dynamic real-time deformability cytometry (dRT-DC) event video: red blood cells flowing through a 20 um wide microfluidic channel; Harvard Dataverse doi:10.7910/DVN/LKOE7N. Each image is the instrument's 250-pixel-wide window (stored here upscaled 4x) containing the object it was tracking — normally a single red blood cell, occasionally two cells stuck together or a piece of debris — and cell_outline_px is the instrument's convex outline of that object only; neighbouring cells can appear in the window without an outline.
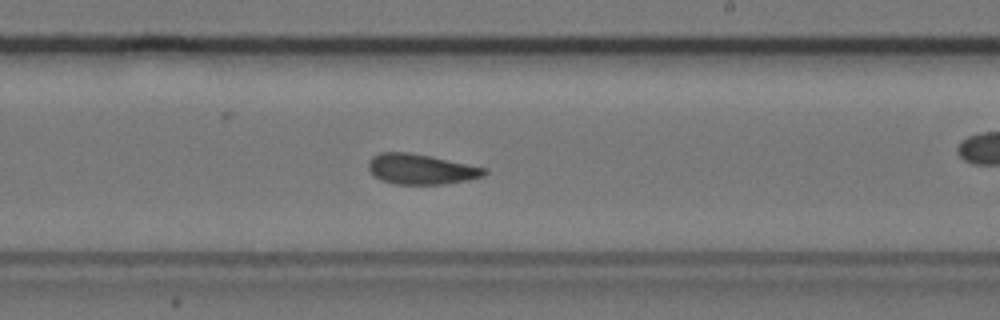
{"species": "common noctule bat (a hibernating species)", "species_latin": "Nyctalus noctula", "temperature_condition": "cold", "stored_images_in_passage": 55, "camera_frame_rate_fps": 3000, "um_per_image_px": 0.085, "animal": {"sex": "female", "body_mass_g": 24.6, "forearm_length_mm": 56.2}, "frame": {"image": 1, "passage_image": 32, "time_ms": 10.333, "image_size_px": [1000, 320], "cell_outline_px": [[488, 172], [484, 176], [468, 180], [444, 184], [396, 184], [380, 180], [372, 176], [368, 168], [368, 160], [372, 156], [380, 152], [408, 152], [432, 156], [488, 168]], "centroid_in_image_um": [35.78, 14.37], "position_along_channel_um": 253.2, "area_um2": 20.81}, "authors_computed_cell_mechanics": {"area_um2": 20.808, "velocity_mm_per_s": 3.7296, "shape_relaxation_time_tau1_ms": null, "shape_relaxation_time_tau2_ms": 2.2761, "deformation_change_tau1": null, "deformation_change_tau2": 0.0743}}